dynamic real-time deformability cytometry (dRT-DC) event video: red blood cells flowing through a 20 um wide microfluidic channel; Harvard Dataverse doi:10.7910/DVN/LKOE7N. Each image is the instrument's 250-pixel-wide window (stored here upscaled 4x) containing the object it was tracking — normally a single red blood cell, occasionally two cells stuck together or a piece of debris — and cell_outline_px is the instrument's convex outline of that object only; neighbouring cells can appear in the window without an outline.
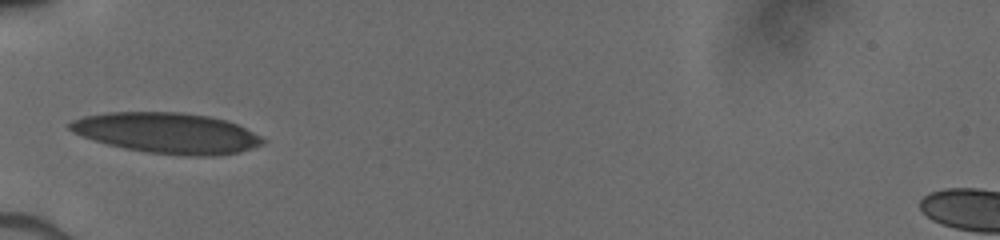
{"species": "human", "species_latin": "Homo sapiens", "temperature_condition": "cold", "stored_images_in_passage": 43, "camera_frame_rate_fps": 3000, "um_per_image_px": 0.085, "donor": {"sex": "male"}, "frame": {"image": 1, "passage_image": 1, "time_ms": 0.0, "image_size_px": [1000, 240], "cell_outline_px": [[268, 140], [264, 144], [240, 152], [216, 156], [184, 156], [148, 152], [124, 148], [92, 140], [72, 132], [68, 128], [68, 124], [72, 120], [84, 116], [108, 112], [180, 112], [208, 116], [224, 120], [236, 124]], "centroid_in_image_um": [14.2, 11.31], "position_along_channel_um": 70.8, "area_um2": 45.72}}
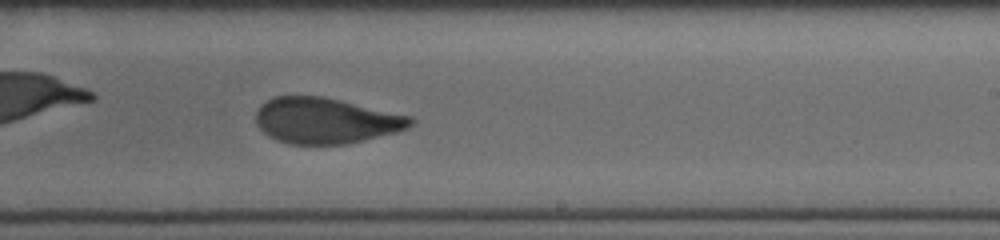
{"frame": {"image": 2, "passage_image": 19, "time_ms": 4.667, "image_size_px": [1000, 240], "cell_outline_px": [[416, 120], [408, 128], [396, 132], [348, 144], [288, 144], [276, 140], [268, 136], [256, 124], [256, 112], [260, 104], [276, 96], [320, 96], [412, 116]], "centroid_in_image_um": [27.68, 10.26], "position_along_channel_um": 261.3, "area_um2": 41.21}}
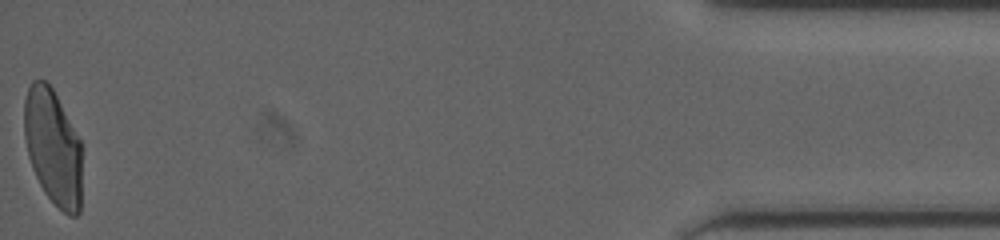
{"frame": {"image": 3, "passage_image": 43, "time_ms": 10.667, "image_size_px": [1000, 240], "cell_outline_px": [[80, 212], [76, 216], [68, 216], [44, 192], [32, 168], [28, 156], [24, 136], [24, 100], [28, 88], [32, 80], [44, 80], [52, 88], [80, 140]], "centroid_in_image_um": [4.47, 12.5], "position_along_channel_um": 430.7, "area_um2": 38.55}}